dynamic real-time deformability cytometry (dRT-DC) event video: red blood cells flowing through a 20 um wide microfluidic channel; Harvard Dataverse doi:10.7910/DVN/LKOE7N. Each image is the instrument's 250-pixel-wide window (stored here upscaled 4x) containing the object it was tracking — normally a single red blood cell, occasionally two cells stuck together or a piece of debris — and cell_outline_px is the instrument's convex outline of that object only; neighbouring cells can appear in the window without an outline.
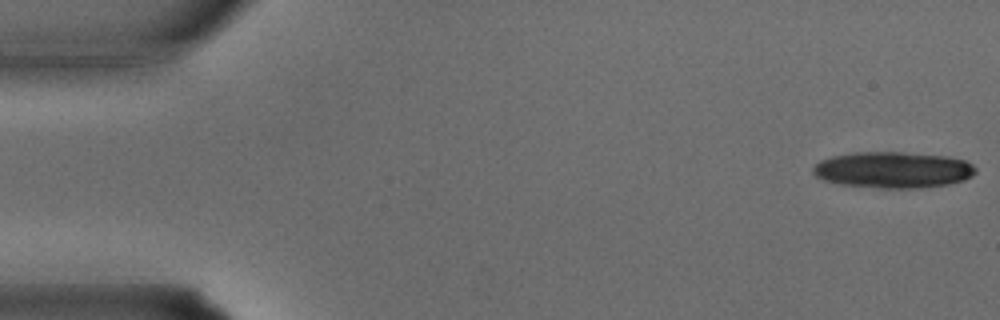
{"species": "common noctule bat (a hibernating species)", "species_latin": "Nyctalus noctula", "temperature_condition": "warm", "stored_images_in_passage": 26, "camera_frame_rate_fps": 3000, "um_per_image_px": 0.085, "animal": {"sex": "male", "body_mass_g": 15.6}, "frame": {"image": 1, "passage_image": 1, "time_ms": 0.0, "image_size_px": [1000, 320], "cell_outline_px": [[976, 172], [972, 176], [964, 180], [948, 184], [920, 188], [876, 188], [840, 184], [824, 180], [816, 176], [812, 172], [812, 168], [820, 160], [832, 156], [852, 152], [900, 152], [948, 156], [964, 160], [972, 164], [976, 168]], "centroid_in_image_um": [75.9, 14.44], "position_along_channel_um": 9.1, "area_um2": 34.51}}
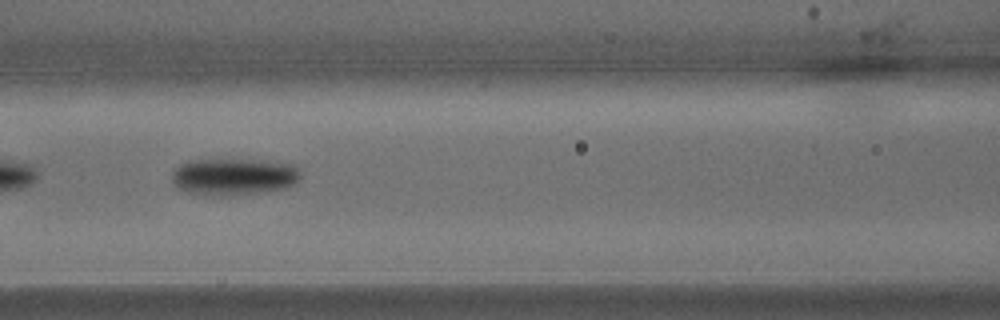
{"frame": {"image": 2, "passage_image": 15, "time_ms": 4.667, "image_size_px": [1000, 320], "cell_outline_px": [[300, 176], [292, 184], [284, 188], [264, 192], [228, 196], [204, 196], [188, 192], [176, 188], [172, 180], [172, 172], [180, 164], [188, 160], [264, 160], [296, 164], [300, 172]], "centroid_in_image_um": [19.84, 15.02], "position_along_channel_um": 146.8, "area_um2": 28.03}}
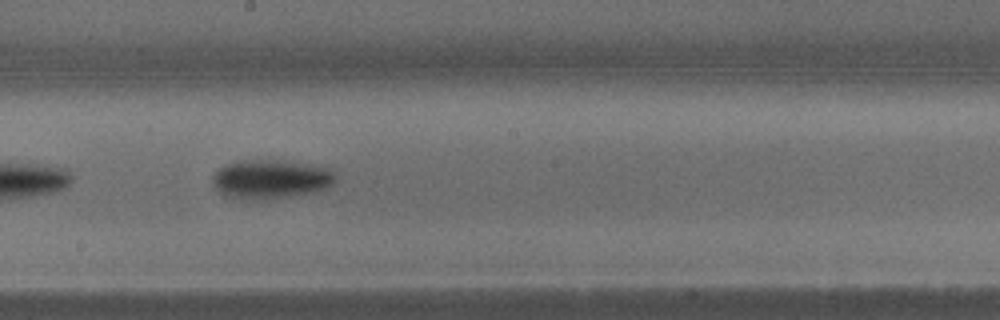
{"frame": {"image": 3, "passage_image": 19, "time_ms": 6.0, "image_size_px": [1000, 320], "cell_outline_px": [[336, 180], [332, 184], [324, 188], [312, 192], [292, 196], [264, 200], [240, 200], [224, 196], [212, 184], [212, 176], [224, 164], [244, 160], [284, 160], [332, 168], [336, 172]], "centroid_in_image_um": [23.0, 15.23], "position_along_channel_um": 225.2, "area_um2": 28.44}}